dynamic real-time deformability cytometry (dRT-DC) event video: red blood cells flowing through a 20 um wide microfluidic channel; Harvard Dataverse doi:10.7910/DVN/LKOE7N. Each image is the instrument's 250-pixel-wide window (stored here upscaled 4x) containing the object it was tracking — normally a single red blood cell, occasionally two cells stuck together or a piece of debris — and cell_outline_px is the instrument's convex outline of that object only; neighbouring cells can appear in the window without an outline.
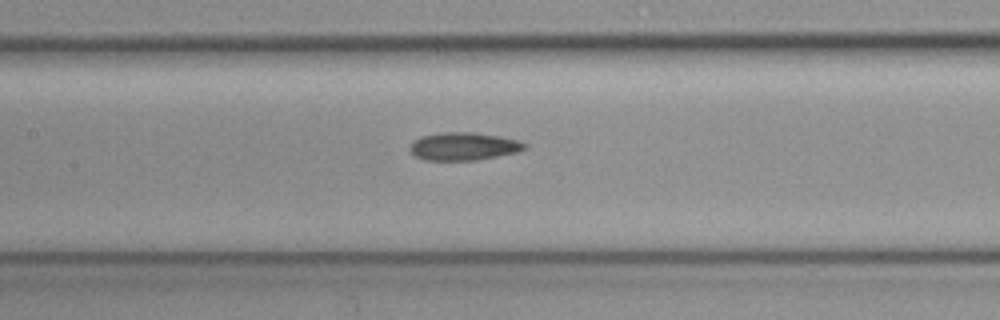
{"species": "common noctule bat (a hibernating species)", "species_latin": "Nyctalus noctula", "temperature_condition": "cold", "stored_images_in_passage": 6, "camera_frame_rate_fps": 3000, "um_per_image_px": 0.085, "animal": {"sex": "female", "body_mass_g": 19.3, "forearm_length_mm": 54.1}, "frame": {"image": 1, "passage_image": 6, "time_ms": 1.667, "image_size_px": [1000, 320], "cell_outline_px": [[528, 148], [516, 152], [476, 160], [424, 160], [416, 156], [412, 152], [412, 144], [420, 136], [444, 132], [472, 132], [496, 136], [516, 140], [528, 144]], "centroid_in_image_um": [39.43, 12.44], "position_along_channel_um": 168.0, "area_um2": 18.26}}